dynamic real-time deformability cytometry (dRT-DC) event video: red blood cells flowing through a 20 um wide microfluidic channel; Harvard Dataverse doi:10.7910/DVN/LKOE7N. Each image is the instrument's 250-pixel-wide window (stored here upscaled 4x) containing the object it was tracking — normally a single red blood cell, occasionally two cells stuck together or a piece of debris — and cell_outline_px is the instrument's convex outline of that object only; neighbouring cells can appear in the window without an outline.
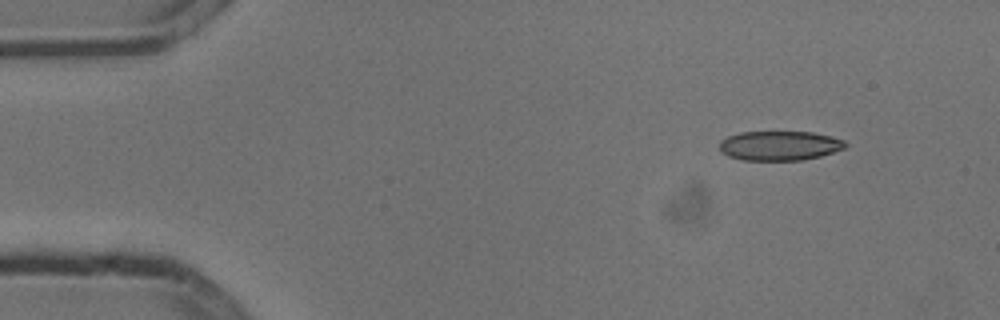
{"species": "common noctule bat (a hibernating species)", "species_latin": "Nyctalus noctula", "temperature_condition": "cold", "stored_images_in_passage": 4, "camera_frame_rate_fps": 3000, "um_per_image_px": 0.085, "animal": {"sex": "male", "body_mass_g": 13.3}, "frame": {"image": 1, "passage_image": 1, "time_ms": 0.0, "image_size_px": [1000, 320], "cell_outline_px": [[848, 144], [844, 148], [820, 156], [804, 160], [744, 160], [728, 156], [720, 152], [720, 140], [728, 136], [740, 132], [812, 132], [844, 140]], "centroid_in_image_um": [66.24, 12.38], "position_along_channel_um": 18.8, "area_um2": 21.56}}
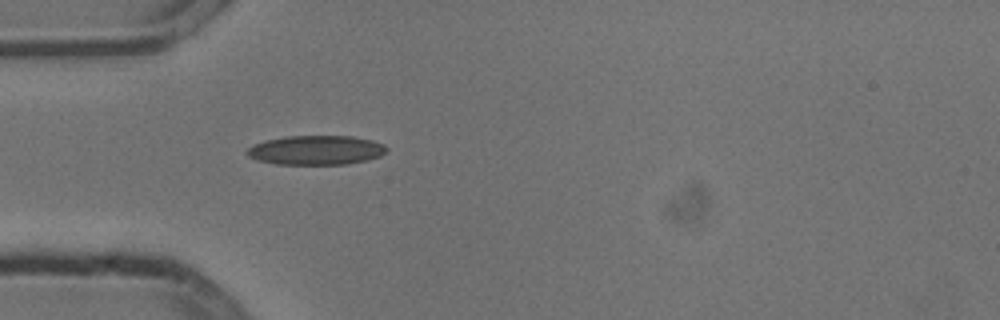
{"frame": {"image": 2, "passage_image": 4, "time_ms": 1.0, "image_size_px": [1000, 320], "cell_outline_px": [[388, 148], [380, 156], [368, 160], [348, 164], [276, 164], [260, 160], [248, 156], [248, 148], [252, 144], [268, 140], [288, 136], [352, 136], [372, 140], [384, 144]], "centroid_in_image_um": [26.91, 12.76], "position_along_channel_um": 58.1, "area_um2": 23.7}}